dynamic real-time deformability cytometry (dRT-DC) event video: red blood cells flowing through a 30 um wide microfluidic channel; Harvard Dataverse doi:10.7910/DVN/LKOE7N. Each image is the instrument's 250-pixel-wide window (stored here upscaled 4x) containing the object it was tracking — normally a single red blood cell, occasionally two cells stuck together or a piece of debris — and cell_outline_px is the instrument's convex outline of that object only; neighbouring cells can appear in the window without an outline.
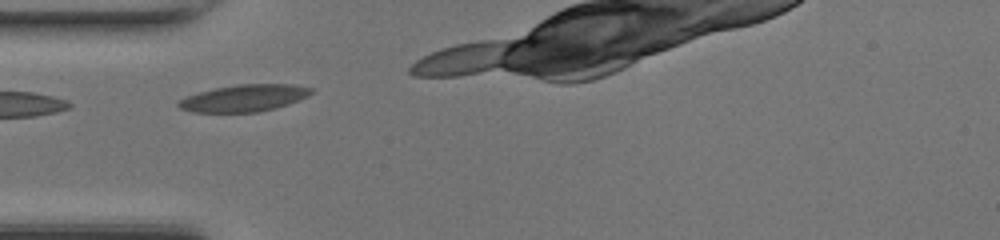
{"species": "common noctule bat (a hibernating species)", "species_latin": "Nyctalus noctula", "temperature_condition": "room temperature", "stored_images_in_passage": 7, "camera_frame_rate_fps": 3000, "um_per_image_px": 0.085, "animal": {"sex": "female", "body_mass_g": 17.0, "forearm_length_mm": 48.0}, "frame": {"image": 1, "passage_image": 1, "time_ms": 0.0, "image_size_px": [1000, 240], "cell_outline_px": [[316, 88], [308, 96], [288, 104], [276, 108], [256, 112], [192, 112], [180, 108], [176, 104], [180, 100], [188, 96], [200, 92], [216, 88], [236, 84], [296, 84]], "centroid_in_image_um": [20.81, 8.33], "position_along_channel_um": 64.2, "area_um2": 20.81}}